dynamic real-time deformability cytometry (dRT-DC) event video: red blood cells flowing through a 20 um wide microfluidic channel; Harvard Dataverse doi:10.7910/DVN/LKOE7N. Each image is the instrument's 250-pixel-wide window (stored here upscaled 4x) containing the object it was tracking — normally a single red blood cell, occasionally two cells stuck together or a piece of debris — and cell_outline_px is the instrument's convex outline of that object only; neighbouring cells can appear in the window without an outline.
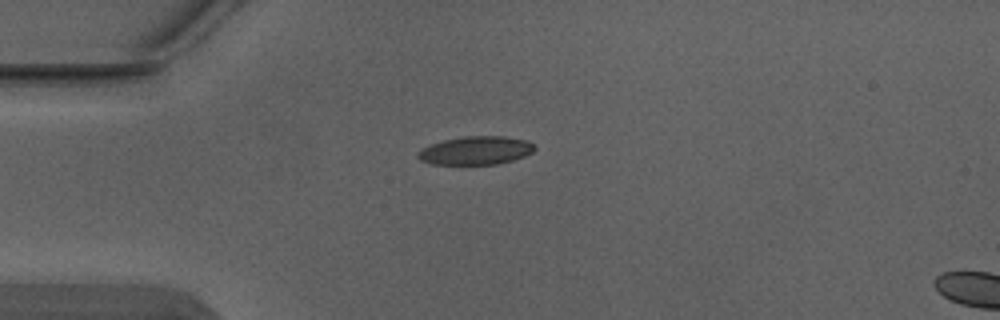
{"species": "Egyptian fruit bat (a non-hibernating species)", "species_latin": "Rousettus aegyptiacus", "temperature_condition": "warm", "stored_images_in_passage": 2, "camera_frame_rate_fps": 3000, "um_per_image_px": 0.085, "animal": {"sex": "male"}, "frame": {"image": 1, "passage_image": 1, "time_ms": 0.0, "image_size_px": [1000, 320], "cell_outline_px": [[536, 148], [532, 152], [524, 156], [512, 160], [496, 164], [432, 164], [420, 160], [416, 156], [416, 152], [432, 144], [444, 140], [464, 136], [504, 136], [528, 140]], "centroid_in_image_um": [40.44, 12.79], "position_along_channel_um": 44.6, "area_um2": 19.19}}